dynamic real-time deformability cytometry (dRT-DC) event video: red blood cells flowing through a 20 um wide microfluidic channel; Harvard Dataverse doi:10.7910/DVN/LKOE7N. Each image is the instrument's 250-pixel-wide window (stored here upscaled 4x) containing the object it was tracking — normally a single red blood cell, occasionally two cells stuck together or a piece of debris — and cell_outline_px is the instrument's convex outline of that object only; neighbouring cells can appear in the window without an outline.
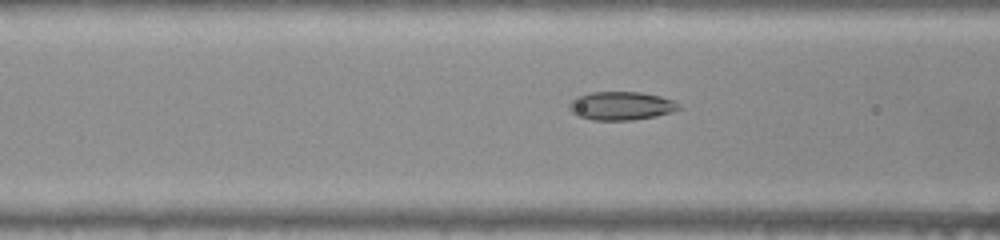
{"species": "common noctule bat (a hibernating species)", "species_latin": "Nyctalus noctula", "temperature_condition": "warm", "stored_images_in_passage": 41, "camera_frame_rate_fps": 3000, "um_per_image_px": 0.085, "animal": {"sex": "female", "body_mass_g": 22.0, "forearm_length_mm": 56.7}, "frame": {"image": 1, "passage_image": 13, "time_ms": 4.0, "image_size_px": [1000, 240], "cell_outline_px": [[680, 108], [656, 116], [632, 120], [592, 120], [576, 116], [568, 108], [568, 104], [576, 96], [592, 92], [640, 92], [660, 96], [672, 100], [680, 104]], "centroid_in_image_um": [52.74, 8.99], "position_along_channel_um": 113.9, "area_um2": 18.15}}
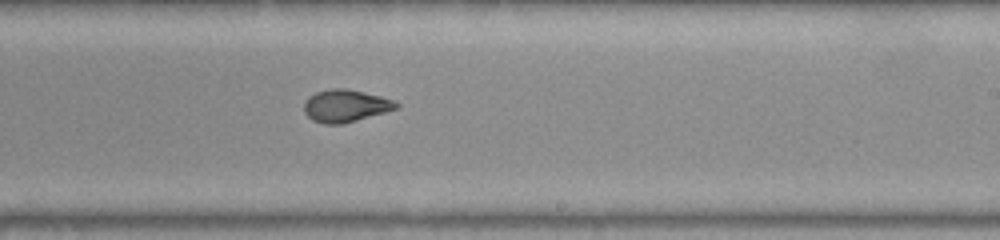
{"frame": {"image": 2, "passage_image": 24, "time_ms": 7.667, "image_size_px": [1000, 240], "cell_outline_px": [[400, 108], [344, 124], [324, 124], [312, 120], [304, 112], [304, 104], [308, 96], [316, 92], [332, 88], [344, 88], [364, 92], [380, 96], [392, 100], [400, 104]], "centroid_in_image_um": [29.37, 9.0], "position_along_channel_um": 259.6, "area_um2": 17.51}}
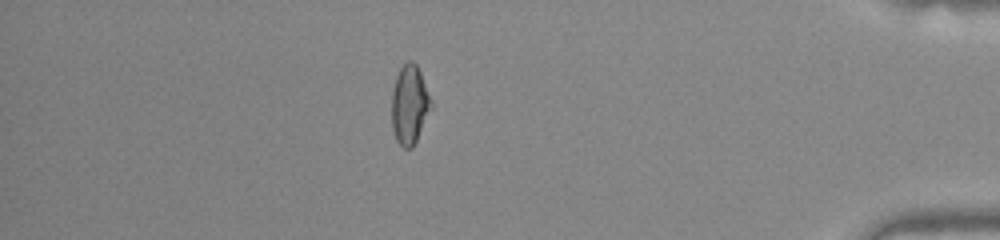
{"frame": {"image": 3, "passage_image": 38, "time_ms": 12.333, "image_size_px": [1000, 240], "cell_outline_px": [[432, 108], [412, 148], [404, 148], [396, 140], [392, 128], [392, 92], [396, 76], [400, 68], [408, 60], [412, 60], [416, 64], [420, 72], [432, 100]], "centroid_in_image_um": [34.81, 8.89], "position_along_channel_um": 400.4, "area_um2": 18.09}}